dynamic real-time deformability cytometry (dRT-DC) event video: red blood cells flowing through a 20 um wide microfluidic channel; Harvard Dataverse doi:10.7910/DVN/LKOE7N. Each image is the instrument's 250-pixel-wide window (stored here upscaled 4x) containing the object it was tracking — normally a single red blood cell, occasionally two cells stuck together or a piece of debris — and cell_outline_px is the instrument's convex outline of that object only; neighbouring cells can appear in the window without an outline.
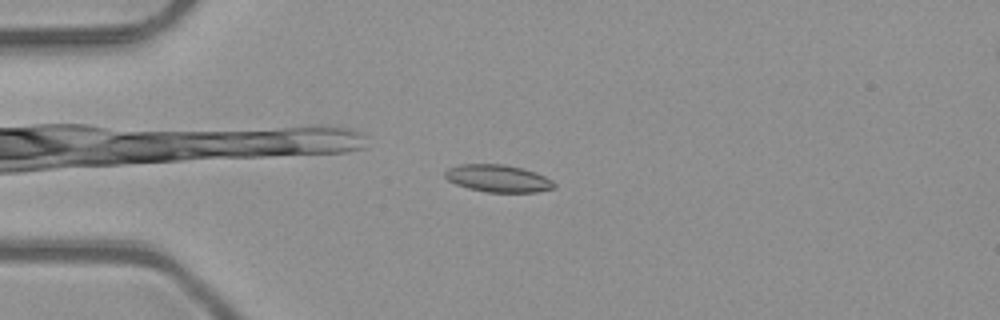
{"species": "common noctule bat (a hibernating species)", "species_latin": "Nyctalus noctula", "temperature_condition": "room temperature", "stored_images_in_passage": 49, "camera_frame_rate_fps": 3000, "um_per_image_px": 0.085, "animal": {"sex": "male", "body_mass_g": 23.1, "forearm_length_mm": 52.7}, "frame": {"image": 1, "passage_image": 13, "time_ms": 4.0, "image_size_px": [1000, 320], "cell_outline_px": [[556, 188], [536, 192], [484, 192], [468, 188], [456, 184], [448, 180], [444, 176], [444, 172], [448, 168], [460, 164], [504, 164], [524, 168], [536, 172], [552, 180], [556, 184]], "centroid_in_image_um": [42.35, 15.16], "position_along_channel_um": 42.7, "area_um2": 17.57}}
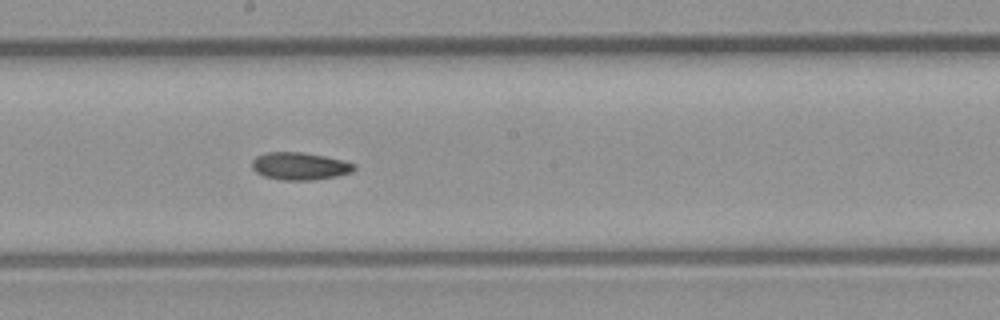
{"frame": {"image": 2, "passage_image": 28, "time_ms": 9.0, "image_size_px": [1000, 320], "cell_outline_px": [[356, 168], [352, 172], [336, 176], [312, 180], [280, 180], [264, 176], [256, 172], [252, 168], [252, 160], [256, 156], [264, 152], [300, 152], [324, 156], [344, 160], [356, 164]], "centroid_in_image_um": [25.48, 14.12], "position_along_channel_um": 222.7, "area_um2": 16.47}}
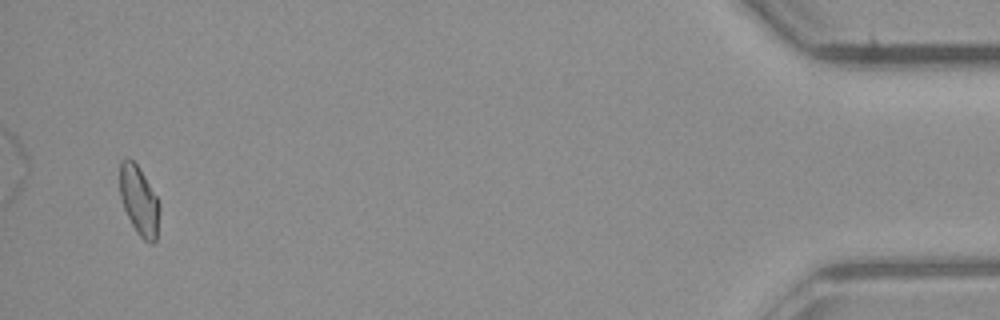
{"frame": {"image": 3, "passage_image": 49, "time_ms": 16.0, "image_size_px": [1000, 320], "cell_outline_px": [[160, 208], [156, 240], [152, 244], [144, 240], [136, 232], [124, 208], [120, 196], [120, 160], [132, 160], [140, 168], [156, 196], [160, 204]], "centroid_in_image_um": [11.84, 17.07], "position_along_channel_um": 423.4, "area_um2": 15.84}, "authors_computed_cell_mechanics": {"area_um2": 16.3574, "velocity_mm_per_s": 4.1044, "shape_relaxation_time_tau1_ms": null, "shape_relaxation_time_tau2_ms": 11.1822, "deformation_change_tau1": null, "deformation_change_tau2": 0.1825}}